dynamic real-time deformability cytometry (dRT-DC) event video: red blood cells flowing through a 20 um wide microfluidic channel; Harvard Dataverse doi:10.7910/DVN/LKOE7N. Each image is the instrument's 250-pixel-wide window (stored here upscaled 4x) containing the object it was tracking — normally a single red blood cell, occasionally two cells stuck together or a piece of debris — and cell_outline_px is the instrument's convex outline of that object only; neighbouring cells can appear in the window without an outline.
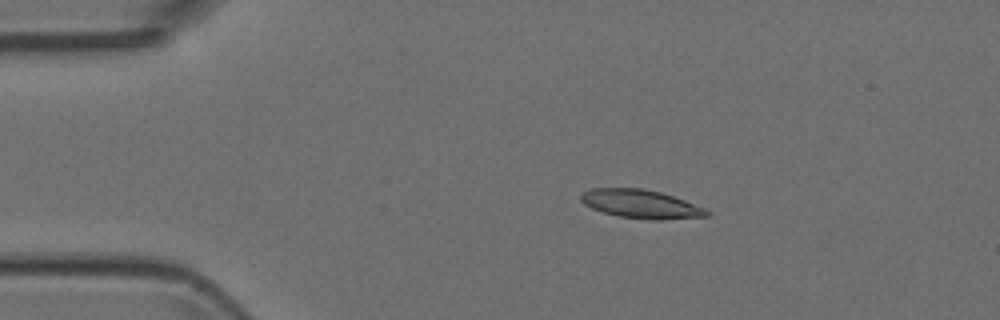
{"species": "Egyptian fruit bat (a non-hibernating species)", "species_latin": "Rousettus aegyptiacus", "temperature_condition": "room temperature", "stored_images_in_passage": 4, "camera_frame_rate_fps": 3000, "um_per_image_px": 0.085, "animal": {"sex": "female"}, "frame": {"image": 1, "passage_image": 2, "time_ms": 0.333, "image_size_px": [1000, 320], "cell_outline_px": [[712, 212], [708, 216], [660, 220], [652, 220], [616, 216], [592, 208], [584, 204], [580, 200], [580, 196], [584, 192], [592, 188], [640, 188], [660, 192], [684, 200], [704, 208]], "centroid_in_image_um": [54.47, 17.35], "position_along_channel_um": 30.5, "area_um2": 20.87}}
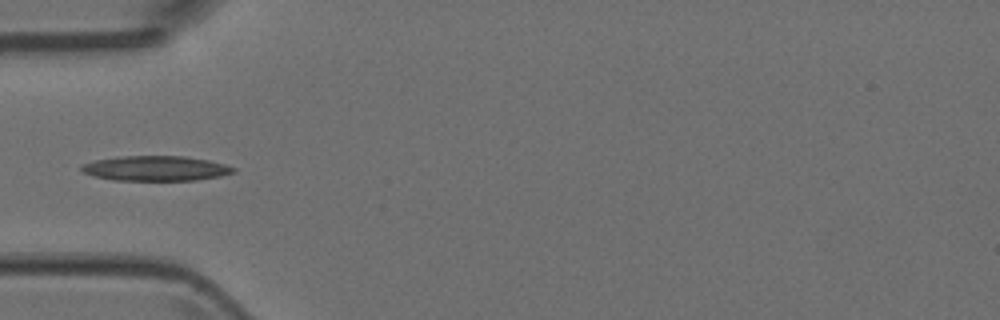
{"frame": {"image": 2, "passage_image": 4, "time_ms": 1.0, "image_size_px": [1000, 320], "cell_outline_px": [[236, 172], [220, 176], [196, 180], [112, 180], [92, 176], [84, 172], [80, 168], [80, 164], [96, 160], [124, 156], [184, 156], [208, 160], [224, 164], [236, 168]], "centroid_in_image_um": [13.23, 14.31], "position_along_channel_um": 71.8, "area_um2": 22.08}}